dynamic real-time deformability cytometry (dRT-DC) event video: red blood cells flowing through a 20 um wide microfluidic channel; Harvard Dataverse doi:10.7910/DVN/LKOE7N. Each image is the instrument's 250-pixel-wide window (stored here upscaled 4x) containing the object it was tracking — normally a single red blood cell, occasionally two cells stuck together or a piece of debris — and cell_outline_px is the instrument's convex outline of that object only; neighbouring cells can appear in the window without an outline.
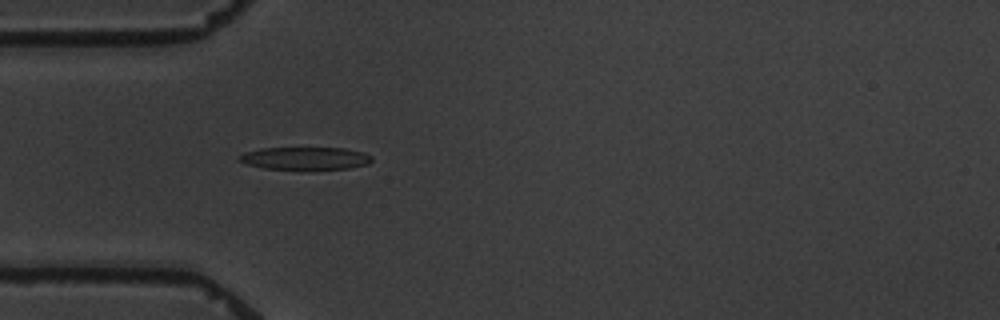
{"species": "common noctule bat (a hibernating species)", "species_latin": "Nyctalus noctula", "temperature_condition": "warm", "stored_images_in_passage": 4, "camera_frame_rate_fps": 3000, "um_per_image_px": 0.085, "animal": {"sex": "male", "body_mass_g": 19.5, "forearm_length_mm": 54.6}, "frame": {"image": 1, "passage_image": 4, "time_ms": 3.667, "image_size_px": [1000, 320], "cell_outline_px": [[372, 160], [368, 164], [348, 168], [264, 168], [248, 164], [236, 160], [236, 156], [244, 152], [260, 148], [344, 148], [364, 152], [372, 156]], "centroid_in_image_um": [25.91, 13.43], "position_along_channel_um": 59.1, "area_um2": 17.22}}